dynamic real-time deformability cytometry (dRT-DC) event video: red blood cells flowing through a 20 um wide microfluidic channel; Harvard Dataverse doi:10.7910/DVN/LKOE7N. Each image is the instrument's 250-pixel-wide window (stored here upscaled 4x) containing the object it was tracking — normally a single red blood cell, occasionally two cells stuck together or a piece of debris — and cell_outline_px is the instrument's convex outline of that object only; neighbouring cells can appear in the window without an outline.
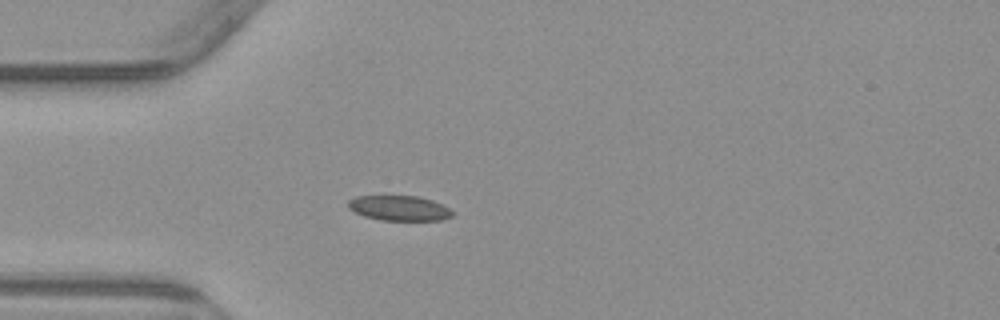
{"species": "common noctule bat (a hibernating species)", "species_latin": "Nyctalus noctula", "temperature_condition": "warm", "stored_images_in_passage": 3, "camera_frame_rate_fps": 3000, "um_per_image_px": 0.085, "animal": {"sex": "male", "body_mass_g": 23.1, "forearm_length_mm": 52.7}, "frame": {"image": 1, "passage_image": 3, "time_ms": 3.0, "image_size_px": [1000, 320], "cell_outline_px": [[456, 212], [452, 216], [444, 220], [380, 220], [364, 216], [348, 208], [348, 200], [356, 196], [416, 196], [432, 200], [444, 204]], "centroid_in_image_um": [33.99, 17.69], "position_along_channel_um": 51.0, "area_um2": 15.37}}